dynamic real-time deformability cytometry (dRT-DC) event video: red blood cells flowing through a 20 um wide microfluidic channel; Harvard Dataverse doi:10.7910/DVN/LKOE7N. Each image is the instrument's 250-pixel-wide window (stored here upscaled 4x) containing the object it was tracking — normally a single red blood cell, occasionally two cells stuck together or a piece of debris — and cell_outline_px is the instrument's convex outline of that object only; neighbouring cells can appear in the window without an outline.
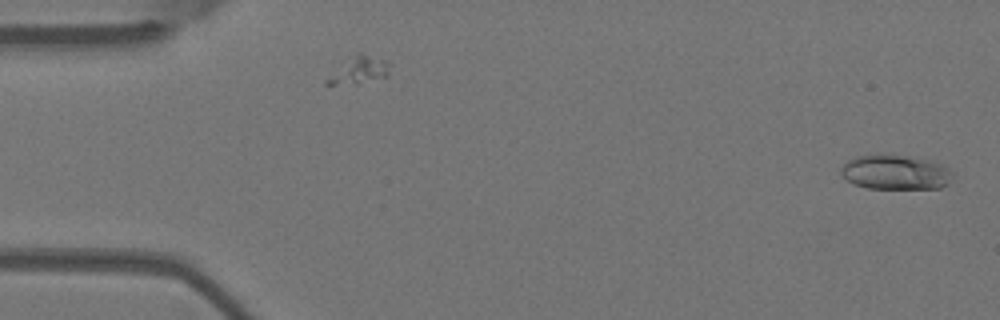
{"species": "Egyptian fruit bat (a non-hibernating species)", "species_latin": "Rousettus aegyptiacus", "temperature_condition": "warm", "stored_images_in_passage": 5, "camera_frame_rate_fps": 3000, "um_per_image_px": 0.085, "animal": {"sex": "female"}, "frame": {"image": 1, "passage_image": 1, "time_ms": 0.0, "image_size_px": [1000, 320], "cell_outline_px": [[952, 176], [948, 184], [940, 188], [868, 188], [856, 184], [848, 180], [840, 172], [840, 168], [848, 160], [856, 156], [908, 156], [928, 160], [940, 164], [948, 168], [952, 172]], "centroid_in_image_um": [76.13, 14.66], "position_along_channel_um": 8.9, "area_um2": 21.96}}
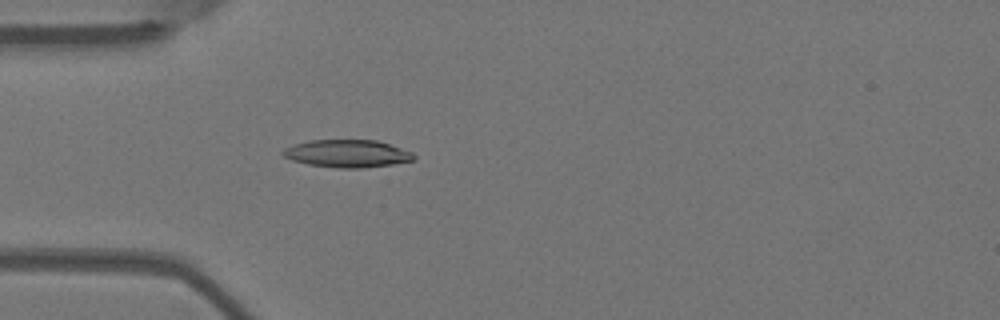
{"frame": {"image": 2, "passage_image": 5, "time_ms": 1.333, "image_size_px": [1000, 320], "cell_outline_px": [[416, 160], [392, 164], [364, 168], [336, 168], [308, 164], [292, 160], [284, 156], [280, 152], [284, 148], [292, 144], [308, 140], [376, 140], [412, 152], [416, 156]], "centroid_in_image_um": [29.49, 13.05], "position_along_channel_um": 55.5, "area_um2": 21.15}}